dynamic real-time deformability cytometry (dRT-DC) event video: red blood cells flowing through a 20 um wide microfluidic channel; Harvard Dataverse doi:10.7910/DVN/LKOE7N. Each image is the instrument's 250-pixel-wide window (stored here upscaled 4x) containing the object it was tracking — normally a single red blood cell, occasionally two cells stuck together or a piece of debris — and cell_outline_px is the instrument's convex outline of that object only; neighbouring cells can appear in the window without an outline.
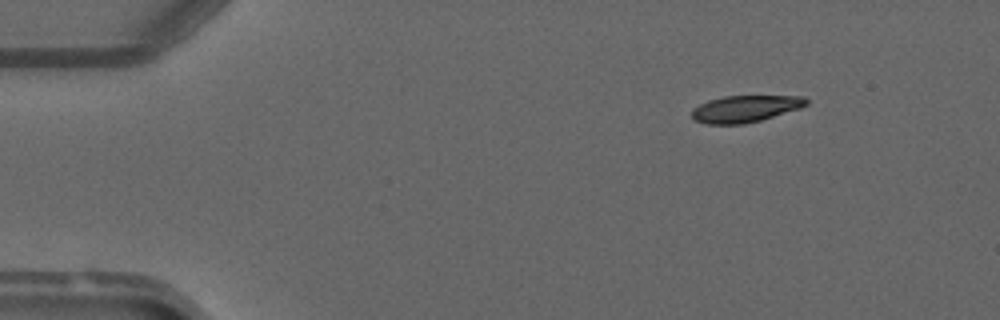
{"species": "common noctule bat (a hibernating species)", "species_latin": "Nyctalus noctula", "temperature_condition": "warm", "stored_images_in_passage": 4, "segment_of_instrument_passage": [2, 2], "camera_frame_rate_fps": 3000, "um_per_image_px": 0.085, "animal": {"sex": "male", "forearm_length_mm": 52.5}, "frame": {"image": 1, "passage_image": 4, "time_ms": 4.333, "image_size_px": [1000, 320], "cell_outline_px": [[808, 104], [800, 108], [760, 120], [744, 124], [704, 124], [692, 120], [692, 108], [708, 100], [724, 96], [804, 96], [808, 100]], "centroid_in_image_um": [63.31, 9.25], "position_along_channel_um": 21.7, "area_um2": 17.92}}